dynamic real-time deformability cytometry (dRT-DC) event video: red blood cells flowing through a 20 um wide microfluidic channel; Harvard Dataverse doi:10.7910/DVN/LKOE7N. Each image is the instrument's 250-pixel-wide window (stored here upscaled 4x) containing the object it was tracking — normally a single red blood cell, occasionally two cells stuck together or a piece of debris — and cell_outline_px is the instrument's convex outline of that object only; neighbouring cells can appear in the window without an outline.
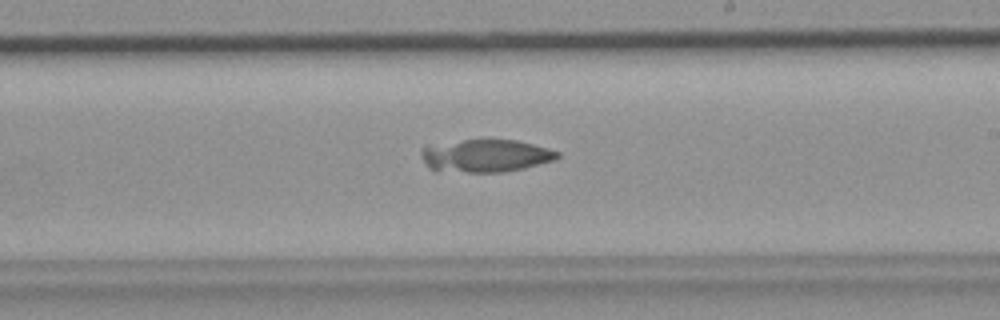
{"species": "common noctule bat (a hibernating species)", "species_latin": "Nyctalus noctula", "temperature_condition": "room temperature", "stored_images_in_passage": 43, "camera_frame_rate_fps": 3000, "um_per_image_px": 0.085, "animal": {"sex": "female", "body_mass_g": 19.9}, "frame": {"image": 1, "passage_image": 25, "time_ms": 8.0, "image_size_px": [1000, 320], "cell_outline_px": [[560, 156], [556, 160], [524, 168], [504, 172], [436, 172], [428, 168], [420, 156], [420, 152], [424, 148], [484, 136], [516, 140], [548, 148], [560, 152]], "centroid_in_image_um": [41.31, 13.23], "position_along_channel_um": 247.7, "area_um2": 26.65}}